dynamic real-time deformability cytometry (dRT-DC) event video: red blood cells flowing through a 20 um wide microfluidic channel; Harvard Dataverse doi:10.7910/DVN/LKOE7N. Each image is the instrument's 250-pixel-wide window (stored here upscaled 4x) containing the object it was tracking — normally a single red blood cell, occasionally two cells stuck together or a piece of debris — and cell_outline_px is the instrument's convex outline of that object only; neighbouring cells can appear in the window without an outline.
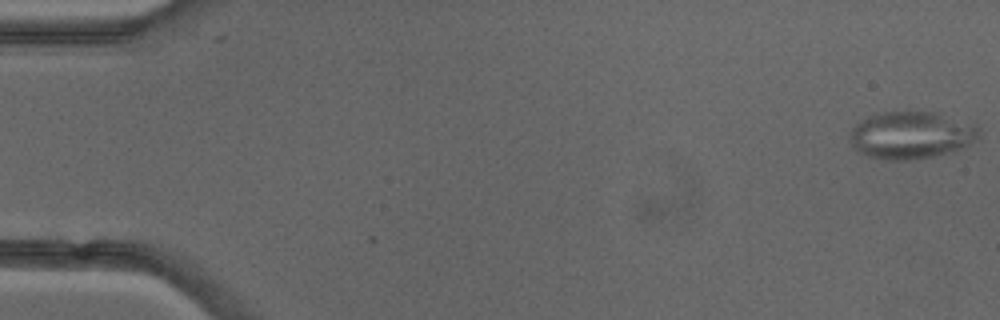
{"species": "common noctule bat (a hibernating species)", "species_latin": "Nyctalus noctula", "temperature_condition": "cold", "stored_images_in_passage": 43, "segment_of_instrument_passage": [1, 2], "camera_frame_rate_fps": 3000, "um_per_image_px": 0.085, "animal": {"sex": "female"}, "frame": {"image": 1, "passage_image": 1, "time_ms": 0.0, "image_size_px": [1000, 320], "cell_outline_px": [[980, 140], [960, 148], [948, 152], [932, 156], [908, 160], [888, 160], [868, 156], [852, 148], [848, 140], [848, 132], [860, 120], [868, 116], [880, 112], [940, 112], [976, 120], [980, 128]], "centroid_in_image_um": [77.52, 11.45], "position_along_channel_um": 7.5, "area_um2": 36.76}}